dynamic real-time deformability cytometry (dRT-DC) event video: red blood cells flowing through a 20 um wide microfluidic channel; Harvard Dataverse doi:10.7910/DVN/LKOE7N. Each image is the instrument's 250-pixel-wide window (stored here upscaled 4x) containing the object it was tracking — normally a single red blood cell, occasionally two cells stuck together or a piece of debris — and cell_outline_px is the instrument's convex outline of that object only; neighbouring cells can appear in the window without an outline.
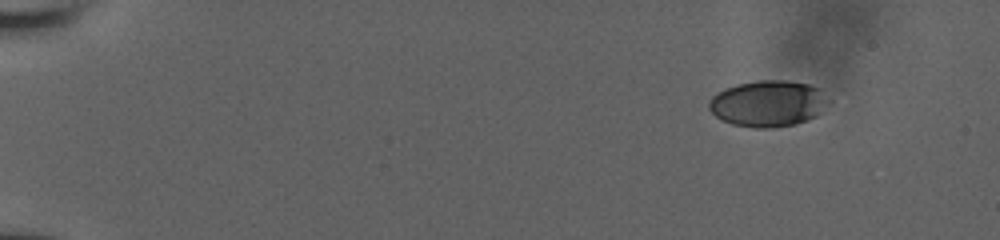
{"species": "human", "species_latin": "Homo sapiens", "temperature_condition": "room temperature", "stored_images_in_passage": 50, "camera_frame_rate_fps": 3000, "um_per_image_px": 0.085, "donor": {"sex": "male"}, "frame": {"image": 1, "passage_image": 1, "time_ms": 0.0, "image_size_px": [1000, 240], "cell_outline_px": [[828, 100], [816, 116], [796, 124], [772, 128], [756, 128], [732, 124], [716, 116], [708, 108], [708, 100], [712, 96], [724, 88], [736, 84], [760, 80], [788, 80], [808, 84], [820, 88]], "centroid_in_image_um": [65.25, 8.79], "position_along_channel_um": 19.8, "area_um2": 32.14}}
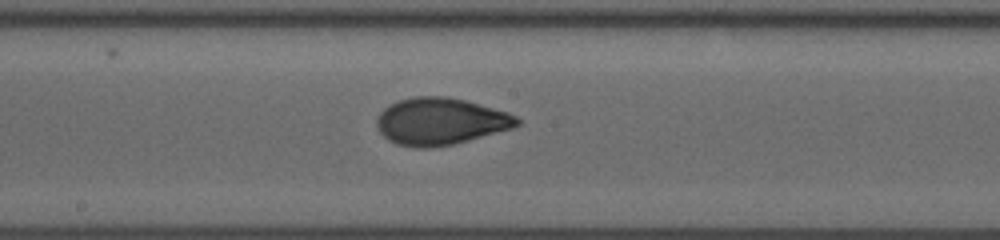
{"frame": {"image": 2, "passage_image": 27, "time_ms": 8.667, "image_size_px": [1000, 240], "cell_outline_px": [[520, 124], [512, 128], [468, 140], [452, 144], [432, 148], [416, 148], [396, 144], [388, 140], [380, 132], [376, 124], [376, 120], [380, 112], [384, 108], [400, 100], [412, 96], [444, 96], [464, 100], [508, 112], [516, 116], [520, 120]], "centroid_in_image_um": [37.42, 10.32], "position_along_channel_um": 210.8, "area_um2": 38.26}}
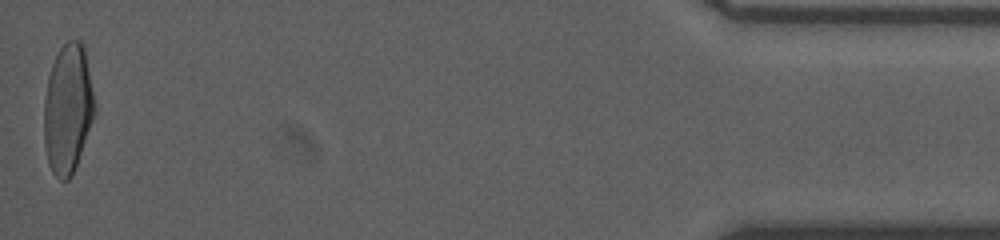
{"frame": {"image": 3, "passage_image": 50, "time_ms": 16.333, "image_size_px": [1000, 240], "cell_outline_px": [[96, 112], [72, 176], [68, 180], [60, 180], [52, 172], [48, 164], [44, 148], [44, 100], [48, 76], [52, 64], [60, 48], [68, 40], [80, 40], [84, 44], [96, 104]], "centroid_in_image_um": [5.77, 9.25], "position_along_channel_um": 429.4, "area_um2": 38.61}, "authors_computed_cell_mechanics": {"area_um2": 36.7608, "velocity_mm_per_s": 3.9237, "shape_relaxation_time_tau1_ms": 5.3989, "shape_relaxation_time_tau2_ms": 0.7992, "deformation_change_tau1": 0.1944, "deformation_change_tau2": 0.0495}}